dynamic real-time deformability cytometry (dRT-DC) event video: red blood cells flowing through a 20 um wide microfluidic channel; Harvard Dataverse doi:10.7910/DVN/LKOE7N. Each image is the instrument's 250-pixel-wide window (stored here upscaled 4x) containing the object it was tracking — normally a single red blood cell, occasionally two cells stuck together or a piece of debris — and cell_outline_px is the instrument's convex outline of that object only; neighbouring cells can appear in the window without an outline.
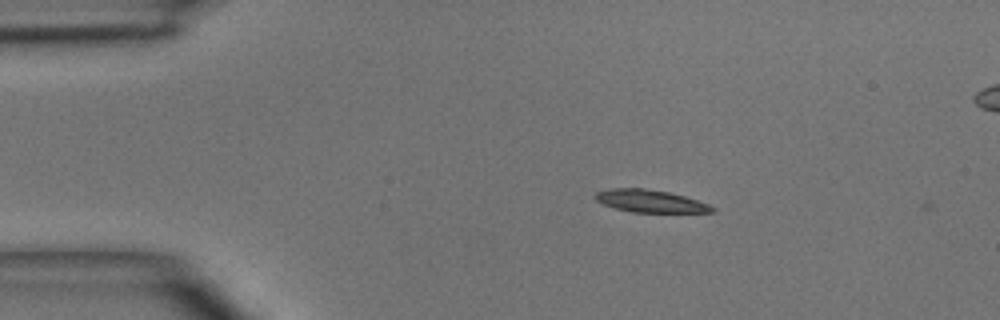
{"species": "common noctule bat (a hibernating species)", "species_latin": "Nyctalus noctula", "temperature_condition": "room temperature", "stored_images_in_passage": 2, "camera_frame_rate_fps": 3000, "um_per_image_px": 0.085, "animal": {"sex": "male", "body_mass_g": 15.6}, "frame": {"image": 1, "passage_image": 1, "time_ms": 0.0, "image_size_px": [1000, 320], "cell_outline_px": [[716, 212], [632, 212], [616, 208], [604, 204], [596, 200], [592, 196], [596, 192], [608, 188], [644, 188], [668, 192], [684, 196], [708, 204], [716, 208]], "centroid_in_image_um": [55.24, 17.09], "position_along_channel_um": 29.8, "area_um2": 15.26}}